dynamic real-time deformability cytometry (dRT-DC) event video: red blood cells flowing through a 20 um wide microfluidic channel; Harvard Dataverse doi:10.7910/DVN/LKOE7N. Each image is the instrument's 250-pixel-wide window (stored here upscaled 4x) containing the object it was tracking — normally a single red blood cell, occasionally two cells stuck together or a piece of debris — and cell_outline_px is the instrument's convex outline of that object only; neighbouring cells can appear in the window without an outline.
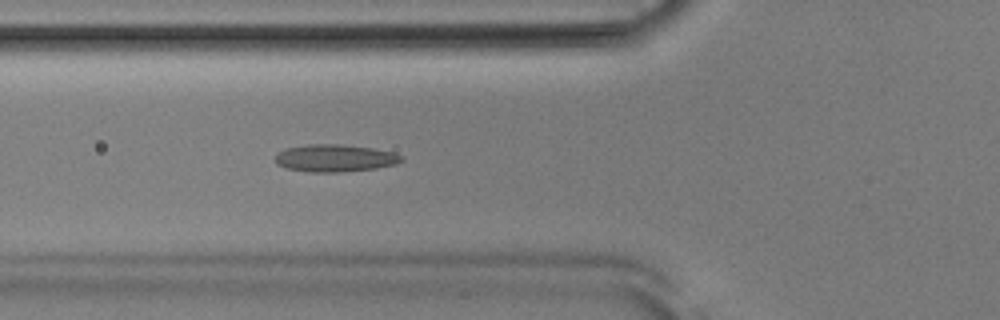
{"species": "Egyptian fruit bat (a non-hibernating species)", "species_latin": "Rousettus aegyptiacus", "temperature_condition": "room temperature", "stored_images_in_passage": 52, "camera_frame_rate_fps": 3000, "um_per_image_px": 0.085, "animal": {"sex": "male"}, "frame": {"image": 1, "passage_image": 19, "time_ms": 6.0, "image_size_px": [1000, 320], "cell_outline_px": [[404, 160], [396, 164], [376, 168], [340, 172], [308, 172], [288, 168], [276, 164], [276, 156], [284, 148], [308, 144], [340, 144], [372, 148], [392, 152], [404, 156]], "centroid_in_image_um": [28.49, 13.44], "position_along_channel_um": 97.3, "area_um2": 20.11}}
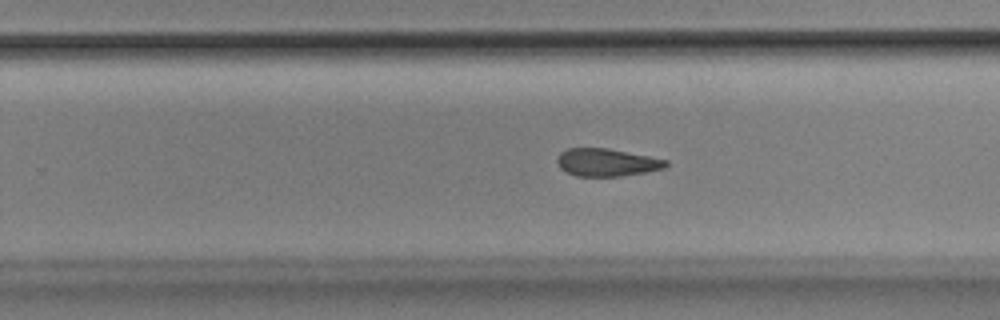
{"frame": {"image": 2, "passage_image": 33, "time_ms": 10.667, "image_size_px": [1000, 320], "cell_outline_px": [[668, 164], [664, 168], [644, 172], [620, 176], [576, 176], [560, 168], [556, 160], [560, 152], [568, 148], [608, 148], [668, 160]], "centroid_in_image_um": [51.55, 13.8], "position_along_channel_um": 278.3, "area_um2": 17.4}}
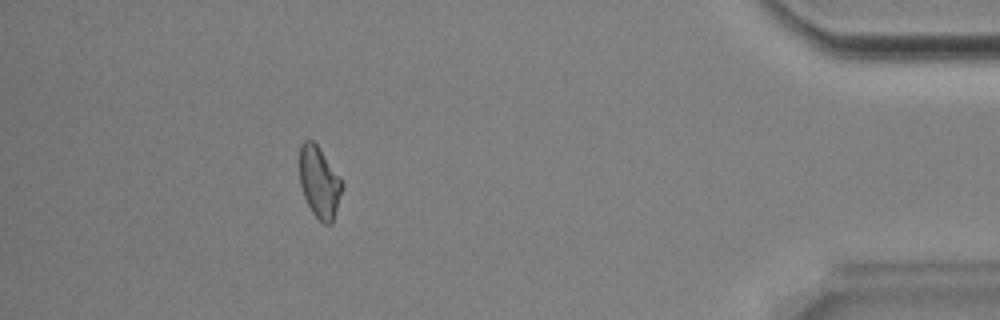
{"frame": {"image": 3, "passage_image": 47, "time_ms": 15.333, "image_size_px": [1000, 320], "cell_outline_px": [[344, 188], [332, 224], [324, 224], [312, 212], [304, 196], [300, 184], [300, 144], [304, 140], [312, 140], [316, 144], [344, 184]], "centroid_in_image_um": [27.15, 15.52], "position_along_channel_um": 408.0, "area_um2": 17.51}, "authors_computed_cell_mechanics": {"area_um2": 18.9873, "velocity_mm_per_s": 3.8803, "shape_relaxation_time_tau1_ms": null, "shape_relaxation_time_tau2_ms": 4.8546, "deformation_change_tau1": null, "deformation_change_tau2": 0.1126}}